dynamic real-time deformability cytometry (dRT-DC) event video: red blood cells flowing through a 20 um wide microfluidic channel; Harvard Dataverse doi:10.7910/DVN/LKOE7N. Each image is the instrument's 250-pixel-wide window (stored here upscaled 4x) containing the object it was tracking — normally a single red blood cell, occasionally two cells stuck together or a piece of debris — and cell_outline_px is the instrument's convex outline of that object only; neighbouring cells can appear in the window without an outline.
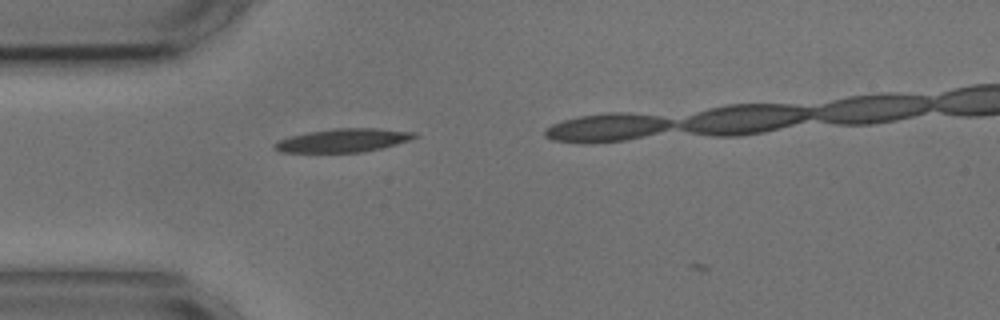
{"species": "common noctule bat (a hibernating species)", "species_latin": "Nyctalus noctula", "temperature_condition": "cold", "stored_images_in_passage": 4, "camera_frame_rate_fps": 3000, "um_per_image_px": 0.085, "animal": {"sex": "male", "body_mass_g": 17.9, "forearm_length_mm": 54.2}, "frame": {"image": 1, "passage_image": 3, "time_ms": 0.667, "image_size_px": [1000, 320], "cell_outline_px": [[420, 136], [412, 140], [380, 148], [360, 152], [280, 152], [272, 148], [272, 144], [288, 136], [308, 132], [336, 128], [376, 128], [416, 132]], "centroid_in_image_um": [29.18, 11.92], "position_along_channel_um": 55.8, "area_um2": 19.19}}